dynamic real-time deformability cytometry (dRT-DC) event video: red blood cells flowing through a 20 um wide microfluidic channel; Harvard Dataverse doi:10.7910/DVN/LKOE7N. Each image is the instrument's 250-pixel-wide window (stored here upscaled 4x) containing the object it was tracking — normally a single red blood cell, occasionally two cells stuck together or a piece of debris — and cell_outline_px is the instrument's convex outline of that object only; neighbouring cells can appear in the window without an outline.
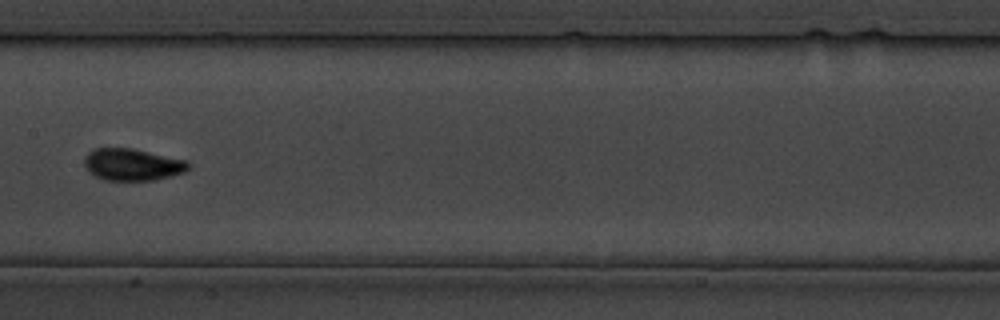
{"species": "common noctule bat (a hibernating species)", "species_latin": "Nyctalus noctula", "temperature_condition": "cold", "stored_images_in_passage": 13, "camera_frame_rate_fps": 3000, "um_per_image_px": 0.085, "animal": {"sex": "male", "body_mass_g": 19.5, "forearm_length_mm": 54.6}, "frame": {"image": 1, "passage_image": 8, "time_ms": 9.0, "image_size_px": [1000, 320], "cell_outline_px": [[192, 168], [184, 172], [172, 176], [152, 180], [104, 180], [88, 172], [84, 164], [84, 160], [88, 152], [92, 148], [132, 148], [188, 160], [192, 164]], "centroid_in_image_um": [11.29, 13.98], "position_along_channel_um": 196.1, "area_um2": 19.65}}